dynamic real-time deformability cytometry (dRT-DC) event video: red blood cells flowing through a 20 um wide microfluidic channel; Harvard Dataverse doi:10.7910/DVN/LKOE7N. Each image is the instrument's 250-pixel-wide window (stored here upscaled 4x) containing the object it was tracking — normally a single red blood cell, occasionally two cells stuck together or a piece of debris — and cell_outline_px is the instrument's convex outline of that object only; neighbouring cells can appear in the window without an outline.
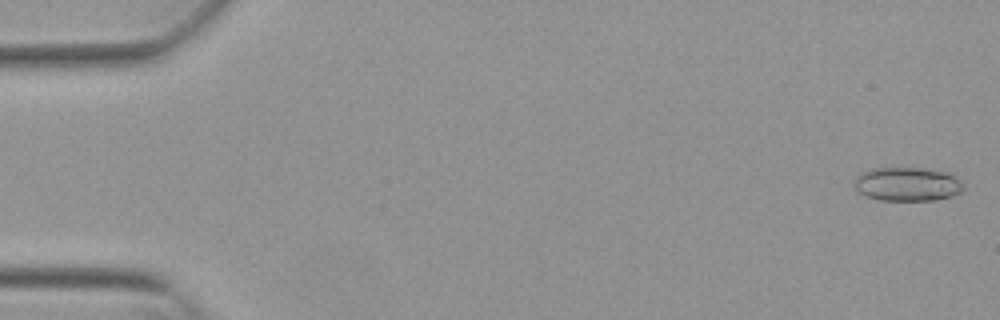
{"species": "Egyptian fruit bat (a non-hibernating species)", "species_latin": "Rousettus aegyptiacus", "temperature_condition": "warm", "stored_images_in_passage": 17, "camera_frame_rate_fps": 3000, "um_per_image_px": 0.085, "animal": {"sex": "female"}, "frame": {"image": 1, "passage_image": 1, "time_ms": 0.0, "image_size_px": [1000, 320], "cell_outline_px": [[964, 188], [960, 192], [952, 196], [936, 200], [880, 200], [868, 196], [860, 192], [856, 188], [856, 176], [860, 172], [872, 168], [928, 168], [948, 172], [960, 180]], "centroid_in_image_um": [77.16, 15.64], "position_along_channel_um": 7.8, "area_um2": 21.5}}